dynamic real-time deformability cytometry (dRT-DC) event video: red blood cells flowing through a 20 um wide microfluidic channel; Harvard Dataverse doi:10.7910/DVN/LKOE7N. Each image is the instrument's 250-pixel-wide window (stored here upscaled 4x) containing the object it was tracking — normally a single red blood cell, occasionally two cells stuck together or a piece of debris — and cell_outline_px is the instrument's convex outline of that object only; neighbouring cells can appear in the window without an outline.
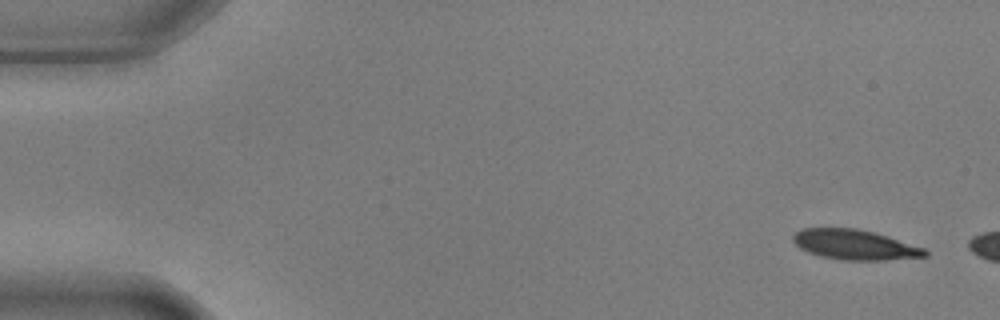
{"species": "common noctule bat (a hibernating species)", "species_latin": "Nyctalus noctula", "temperature_condition": "warm", "stored_images_in_passage": 3, "camera_frame_rate_fps": 3000, "um_per_image_px": 0.085, "animal": {"sex": "male", "body_mass_g": 17.9, "forearm_length_mm": 54.2}, "frame": {"image": 1, "passage_image": 1, "time_ms": 0.0, "image_size_px": [1000, 320], "cell_outline_px": [[928, 256], [884, 260], [840, 260], [820, 256], [808, 252], [800, 248], [792, 240], [792, 236], [796, 232], [804, 228], [856, 228], [888, 236], [924, 248], [928, 252]], "centroid_in_image_um": [72.64, 20.8], "position_along_channel_um": 12.4, "area_um2": 23.0}}